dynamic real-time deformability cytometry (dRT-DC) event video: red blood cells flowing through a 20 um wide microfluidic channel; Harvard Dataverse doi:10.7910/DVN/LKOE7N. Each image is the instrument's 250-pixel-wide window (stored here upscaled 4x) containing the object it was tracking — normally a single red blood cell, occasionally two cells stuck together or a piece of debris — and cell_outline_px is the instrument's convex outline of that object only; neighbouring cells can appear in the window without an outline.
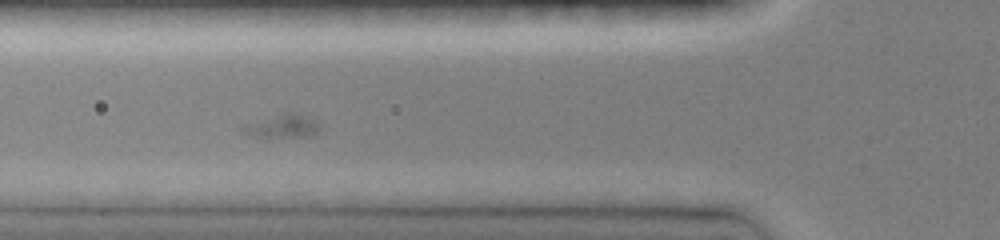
{"species": "common noctule bat (a hibernating species)", "species_latin": "Nyctalus noctula", "temperature_condition": "room temperature", "stored_images_in_passage": 42, "segment_of_instrument_passage": [1, 3], "camera_frame_rate_fps": 3000, "um_per_image_px": 0.085, "animal": {"sex": "female", "body_mass_g": 19.0, "forearm_length_mm": 51.5}, "frame": {"image": 1, "passage_image": 11, "time_ms": 3.333, "image_size_px": [1000, 240], "cell_outline_px": [[320, 128], [316, 132], [308, 136], [256, 136], [240, 132], [240, 124], [284, 112], [316, 120], [320, 124]], "centroid_in_image_um": [23.89, 10.71], "position_along_channel_um": 101.9, "area_um2": 10.23}}
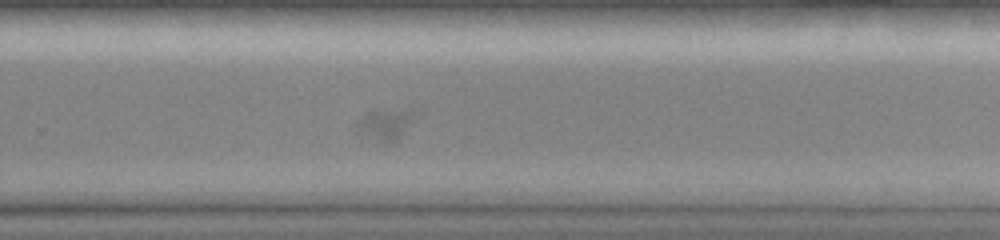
{"frame": {"image": 2, "passage_image": 26, "time_ms": 8.333, "image_size_px": [1000, 240], "cell_outline_px": [[420, 112], [396, 140], [384, 140], [356, 132], [356, 124], [368, 112], [376, 108], [412, 108]], "centroid_in_image_um": [32.84, 10.42], "position_along_channel_um": 297.0, "area_um2": 10.46}}